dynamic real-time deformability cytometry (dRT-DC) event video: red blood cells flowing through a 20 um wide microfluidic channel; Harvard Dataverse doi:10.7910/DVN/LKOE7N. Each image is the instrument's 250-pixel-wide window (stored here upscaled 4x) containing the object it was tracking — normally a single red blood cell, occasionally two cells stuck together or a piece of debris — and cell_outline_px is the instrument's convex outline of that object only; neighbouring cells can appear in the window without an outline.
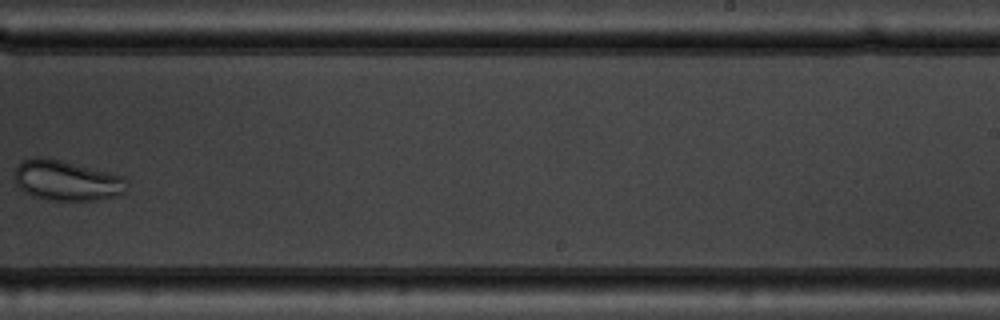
{"species": "common noctule bat (a hibernating species)", "species_latin": "Nyctalus noctula", "temperature_condition": "warm", "stored_images_in_passage": 8, "camera_frame_rate_fps": 3000, "um_per_image_px": 0.085, "animal": {"sex": "male", "body_mass_g": 19.5, "forearm_length_mm": 54.6}, "frame": {"image": 1, "passage_image": 7, "time_ms": 7.0, "image_size_px": [1000, 320], "cell_outline_px": [[128, 180], [124, 192], [116, 196], [96, 200], [48, 200], [32, 196], [24, 192], [16, 184], [16, 168], [24, 160], [36, 156], [60, 160], [124, 176]], "centroid_in_image_um": [5.68, 15.35], "position_along_channel_um": 283.3, "area_um2": 26.13}}